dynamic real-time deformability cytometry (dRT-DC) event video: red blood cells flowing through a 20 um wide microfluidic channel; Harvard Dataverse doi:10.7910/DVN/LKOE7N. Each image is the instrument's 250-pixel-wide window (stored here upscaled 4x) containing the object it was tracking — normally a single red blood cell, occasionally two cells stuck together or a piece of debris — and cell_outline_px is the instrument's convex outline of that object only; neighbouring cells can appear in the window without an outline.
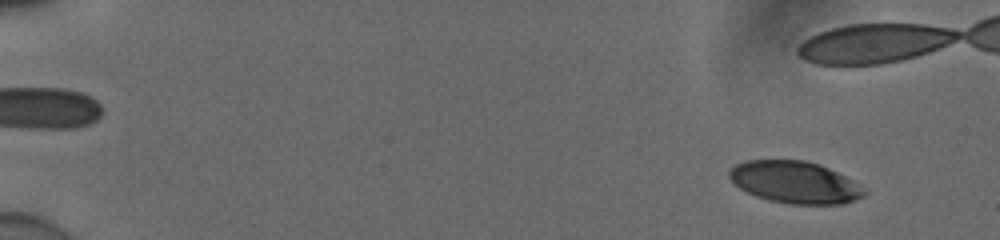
{"species": "human", "species_latin": "Homo sapiens", "temperature_condition": "cold", "stored_images_in_passage": 46, "camera_frame_rate_fps": 3000, "um_per_image_px": 0.085, "donor": {"sex": "male"}, "frame": {"image": 1, "passage_image": 5, "time_ms": 1.333, "image_size_px": [1000, 240], "cell_outline_px": [[868, 192], [864, 196], [844, 204], [788, 204], [768, 200], [756, 196], [740, 188], [728, 176], [728, 172], [736, 164], [748, 160], [804, 160], [828, 168], [852, 180]], "centroid_in_image_um": [67.56, 15.5], "position_along_channel_um": 17.4, "area_um2": 32.77}}
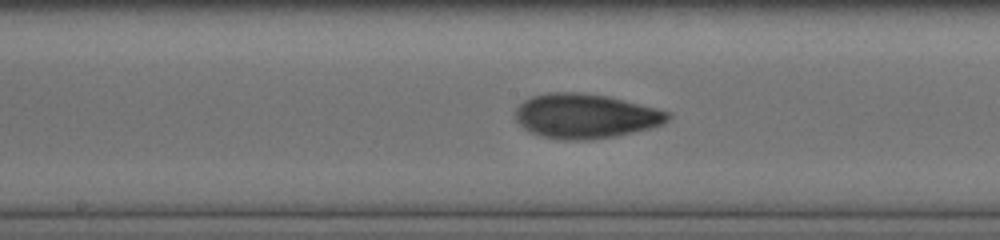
{"frame": {"image": 2, "passage_image": 31, "time_ms": 10.0, "image_size_px": [1000, 240], "cell_outline_px": [[672, 116], [668, 120], [660, 124], [648, 128], [616, 136], [588, 140], [564, 140], [544, 136], [532, 132], [524, 128], [516, 120], [516, 108], [524, 100], [532, 96], [548, 92], [576, 92], [608, 96], [656, 108], [668, 112]], "centroid_in_image_um": [49.75, 9.86], "position_along_channel_um": 198.5, "area_um2": 39.25}}
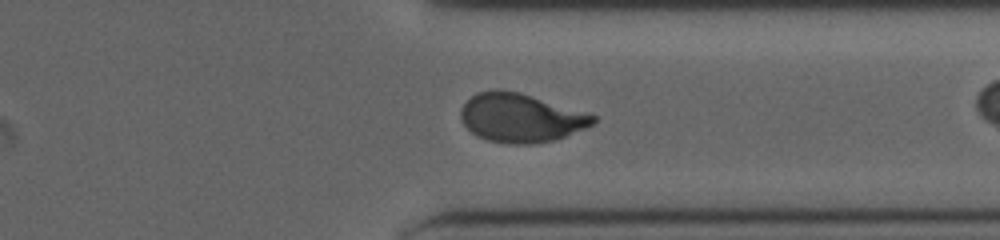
{"frame": {"image": 3, "passage_image": 44, "time_ms": 14.333, "image_size_px": [1000, 240], "cell_outline_px": [[596, 120], [592, 124], [584, 128], [564, 136], [552, 140], [532, 144], [508, 144], [488, 140], [472, 132], [464, 124], [460, 116], [460, 112], [464, 104], [476, 92], [500, 88], [520, 92], [596, 116]], "centroid_in_image_um": [44.22, 10.0], "position_along_channel_um": 367.2, "area_um2": 37.11}}